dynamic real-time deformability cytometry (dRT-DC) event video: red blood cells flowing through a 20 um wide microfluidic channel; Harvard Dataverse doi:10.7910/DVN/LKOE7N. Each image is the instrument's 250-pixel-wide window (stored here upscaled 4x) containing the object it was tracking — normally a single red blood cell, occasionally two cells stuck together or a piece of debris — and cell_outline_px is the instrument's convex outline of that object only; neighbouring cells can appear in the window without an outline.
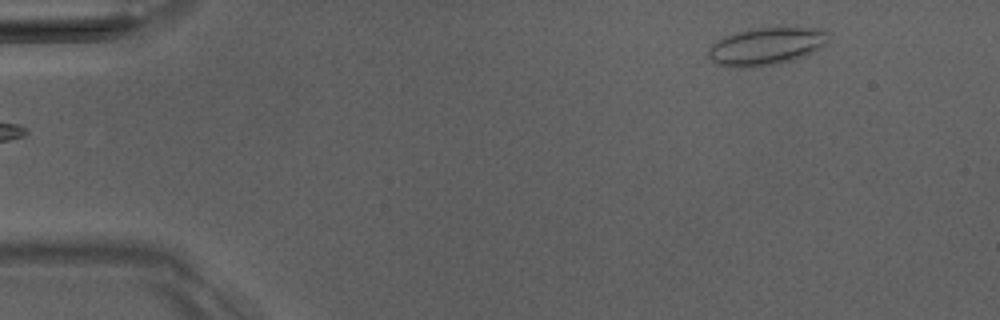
{"species": "Egyptian fruit bat (a non-hibernating species)", "species_latin": "Rousettus aegyptiacus", "temperature_condition": "room temperature", "stored_images_in_passage": 4, "camera_frame_rate_fps": 3000, "um_per_image_px": 0.085, "animal": {"sex": "male"}, "frame": {"image": 1, "passage_image": 4, "time_ms": 3.333, "image_size_px": [1000, 320], "cell_outline_px": [[828, 40], [824, 44], [812, 52], [804, 56], [792, 60], [776, 64], [744, 68], [736, 68], [716, 64], [708, 56], [708, 48], [712, 44], [724, 36], [736, 32], [756, 28], [824, 28], [828, 32]], "centroid_in_image_um": [65.1, 3.94], "position_along_channel_um": 19.9, "area_um2": 26.18}}